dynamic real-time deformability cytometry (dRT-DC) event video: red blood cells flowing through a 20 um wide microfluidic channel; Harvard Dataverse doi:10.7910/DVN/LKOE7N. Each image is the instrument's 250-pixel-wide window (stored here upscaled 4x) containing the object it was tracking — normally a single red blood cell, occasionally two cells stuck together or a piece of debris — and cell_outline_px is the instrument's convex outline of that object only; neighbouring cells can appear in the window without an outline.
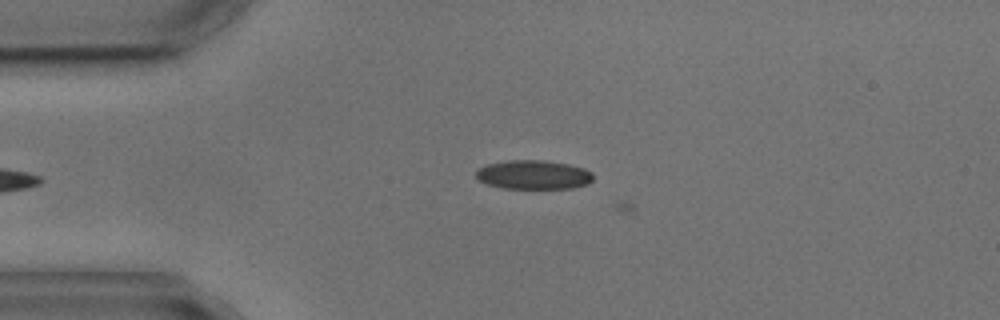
{"species": "common noctule bat (a hibernating species)", "species_latin": "Nyctalus noctula", "temperature_condition": "cold", "stored_images_in_passage": 5, "camera_frame_rate_fps": 3000, "um_per_image_px": 0.085, "animal": {"sex": "male", "body_mass_g": 17.9, "forearm_length_mm": 54.2}, "frame": {"image": 1, "passage_image": 4, "time_ms": 3.667, "image_size_px": [1000, 320], "cell_outline_px": [[592, 180], [588, 184], [572, 188], [504, 188], [488, 184], [476, 180], [476, 172], [480, 168], [488, 164], [508, 160], [544, 160], [568, 164], [584, 168], [592, 172]], "centroid_in_image_um": [45.35, 14.85], "position_along_channel_um": 39.6, "area_um2": 19.77}}